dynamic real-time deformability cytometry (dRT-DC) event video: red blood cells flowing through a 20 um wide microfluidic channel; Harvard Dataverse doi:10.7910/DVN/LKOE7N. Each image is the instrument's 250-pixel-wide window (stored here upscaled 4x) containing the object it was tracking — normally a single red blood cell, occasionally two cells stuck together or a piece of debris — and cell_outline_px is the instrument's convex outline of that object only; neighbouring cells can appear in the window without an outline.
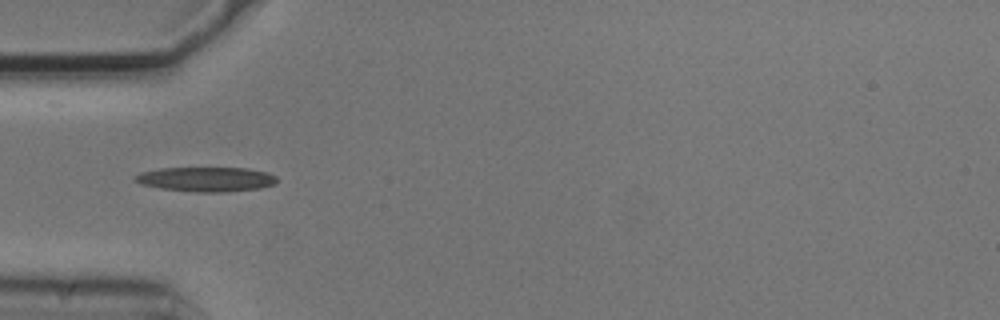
{"species": "common noctule bat (a hibernating species)", "species_latin": "Nyctalus noctula", "temperature_condition": "cold", "stored_images_in_passage": 6, "camera_frame_rate_fps": 3000, "um_per_image_px": 0.085, "animal": {"sex": "male", "body_mass_g": 20.5, "forearm_length_mm": 52.5}, "frame": {"image": 1, "passage_image": 1, "time_ms": 0.0, "image_size_px": [1000, 320], "cell_outline_px": [[276, 184], [260, 188], [224, 192], [196, 192], [160, 188], [140, 184], [132, 180], [140, 172], [160, 168], [248, 168], [268, 172], [276, 176]], "centroid_in_image_um": [17.52, 15.23], "position_along_channel_um": 67.5, "area_um2": 20.4}}
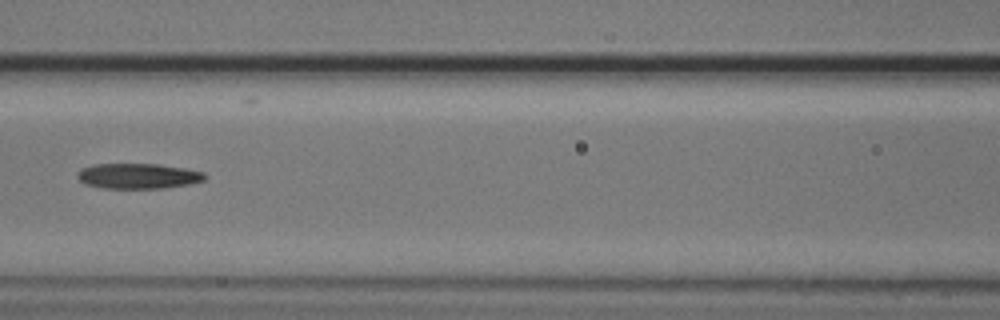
{"frame": {"image": 2, "passage_image": 3, "time_ms": 0.667, "image_size_px": [1000, 320], "cell_outline_px": [[208, 176], [204, 180], [188, 184], [164, 188], [104, 188], [84, 184], [76, 176], [84, 168], [96, 164], [160, 164], [184, 168], [204, 172]], "centroid_in_image_um": [11.78, 14.96], "position_along_channel_um": 154.8, "area_um2": 18.67}}
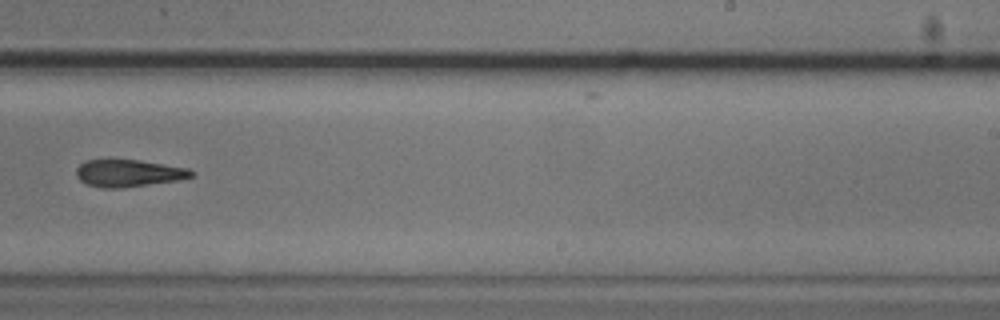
{"frame": {"image": 3, "passage_image": 6, "time_ms": 1.667, "image_size_px": [1000, 320], "cell_outline_px": [[196, 172], [192, 176], [180, 180], [120, 188], [100, 188], [88, 184], [80, 180], [76, 176], [76, 168], [84, 160], [140, 160], [188, 168]], "centroid_in_image_um": [10.93, 14.72], "position_along_channel_um": 278.1, "area_um2": 18.26}}